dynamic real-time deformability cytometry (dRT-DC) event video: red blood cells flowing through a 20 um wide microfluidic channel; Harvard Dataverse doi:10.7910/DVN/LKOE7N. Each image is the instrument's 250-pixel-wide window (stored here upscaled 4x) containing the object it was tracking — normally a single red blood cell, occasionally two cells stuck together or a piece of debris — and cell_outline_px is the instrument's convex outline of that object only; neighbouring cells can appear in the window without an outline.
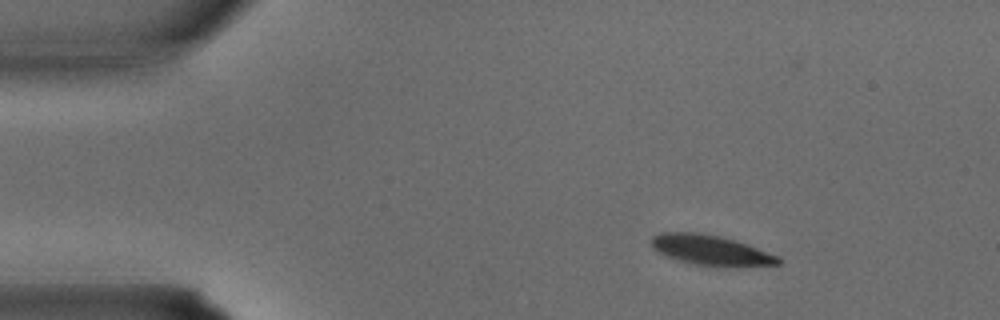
{"species": "common noctule bat (a hibernating species)", "species_latin": "Nyctalus noctula", "temperature_condition": "warm", "stored_images_in_passage": 34, "camera_frame_rate_fps": 3000, "um_per_image_px": 0.085, "animal": {"sex": "male", "body_mass_g": 15.6}, "frame": {"image": 1, "passage_image": 4, "time_ms": 1.0, "image_size_px": [1000, 320], "cell_outline_px": [[780, 264], [736, 268], [696, 264], [680, 260], [668, 256], [652, 248], [652, 236], [660, 232], [696, 232], [720, 236], [736, 240], [748, 244], [776, 256], [780, 260]], "centroid_in_image_um": [60.44, 21.27], "position_along_channel_um": 24.6, "area_um2": 22.25}}
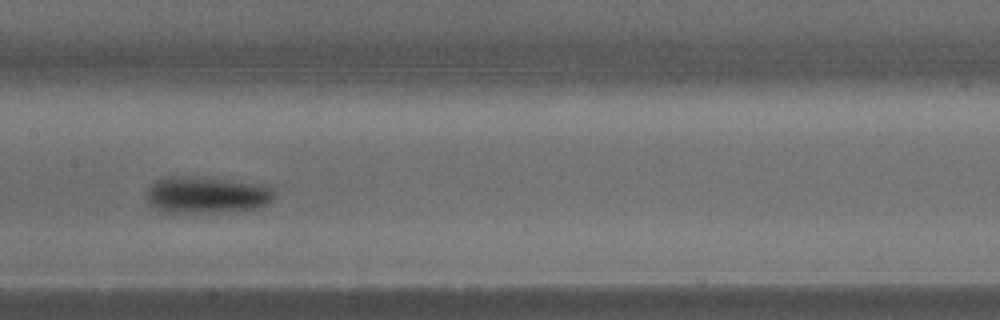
{"frame": {"image": 2, "passage_image": 16, "time_ms": 5.0, "image_size_px": [1000, 320], "cell_outline_px": [[272, 200], [268, 204], [256, 208], [212, 212], [164, 212], [156, 208], [148, 200], [148, 188], [156, 180], [172, 176], [204, 176], [264, 184], [272, 188]], "centroid_in_image_um": [17.58, 16.53], "position_along_channel_um": 189.8, "area_um2": 27.22}}
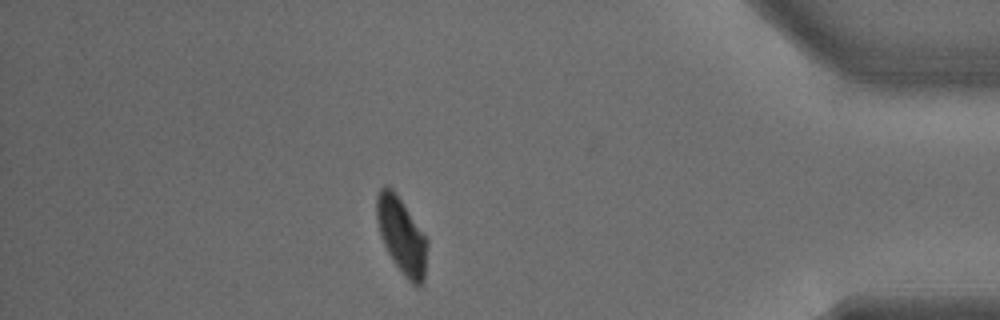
{"frame": {"image": 3, "passage_image": 29, "time_ms": 9.333, "image_size_px": [1000, 320], "cell_outline_px": [[428, 244], [424, 280], [416, 288], [400, 272], [392, 260], [380, 236], [376, 216], [376, 196], [380, 188], [388, 184], [392, 188], [404, 204], [428, 240]], "centroid_in_image_um": [34.13, 20.04], "position_along_channel_um": 401.1, "area_um2": 22.6}}